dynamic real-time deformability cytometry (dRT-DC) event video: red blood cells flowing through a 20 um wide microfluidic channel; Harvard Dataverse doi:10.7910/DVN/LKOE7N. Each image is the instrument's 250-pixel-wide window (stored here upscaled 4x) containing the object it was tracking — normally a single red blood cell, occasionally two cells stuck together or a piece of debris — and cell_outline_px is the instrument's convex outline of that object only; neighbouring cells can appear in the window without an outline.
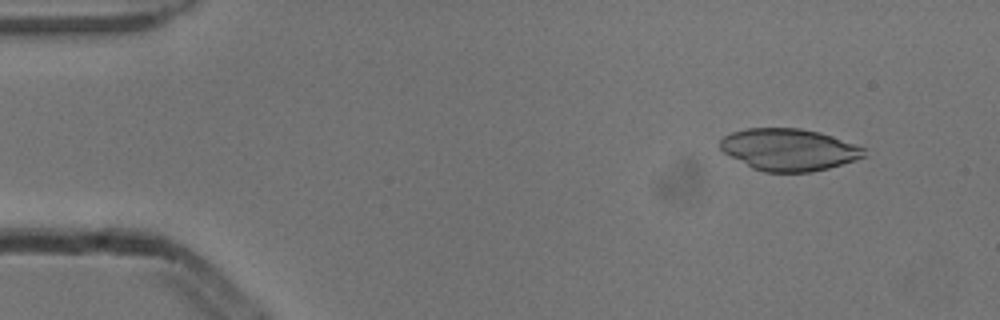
{"species": "common noctule bat (a hibernating species)", "species_latin": "Nyctalus noctula", "temperature_condition": "cold", "stored_images_in_passage": 6, "camera_frame_rate_fps": 3000, "um_per_image_px": 0.085, "animal": {"sex": "male", "body_mass_g": 13.3}, "frame": {"image": 1, "passage_image": 1, "time_ms": 0.0, "image_size_px": [1000, 320], "cell_outline_px": [[864, 156], [856, 160], [828, 168], [812, 172], [764, 172], [752, 168], [724, 152], [720, 148], [720, 140], [724, 136], [732, 132], [748, 128], [800, 128], [820, 132], [832, 136], [864, 148]], "centroid_in_image_um": [67.04, 12.72], "position_along_channel_um": 18.0, "area_um2": 34.97}}